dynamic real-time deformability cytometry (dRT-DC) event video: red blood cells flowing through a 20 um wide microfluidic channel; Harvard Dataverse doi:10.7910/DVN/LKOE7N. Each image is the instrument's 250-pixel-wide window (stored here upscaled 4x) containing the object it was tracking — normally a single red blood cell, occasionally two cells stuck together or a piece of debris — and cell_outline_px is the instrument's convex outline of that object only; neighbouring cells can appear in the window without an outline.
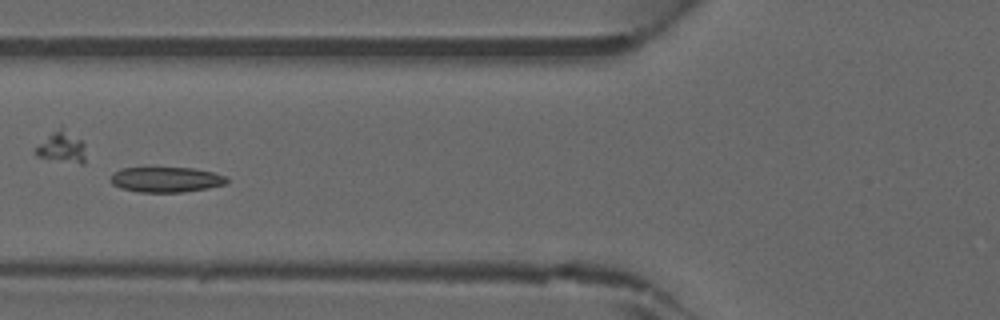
{"species": "common noctule bat (a hibernating species)", "species_latin": "Nyctalus noctula", "temperature_condition": "warm", "stored_images_in_passage": 28, "camera_frame_rate_fps": 3000, "um_per_image_px": 0.085, "animal": {"sex": "male", "forearm_length_mm": 52.5}, "frame": {"image": 1, "passage_image": 20, "time_ms": 6.333, "image_size_px": [1000, 320], "cell_outline_px": [[228, 180], [224, 184], [208, 188], [184, 192], [140, 192], [120, 188], [112, 184], [112, 176], [120, 168], [148, 164], [192, 168], [212, 172], [228, 176]], "centroid_in_image_um": [14.08, 15.2], "position_along_channel_um": 111.7, "area_um2": 17.98}}